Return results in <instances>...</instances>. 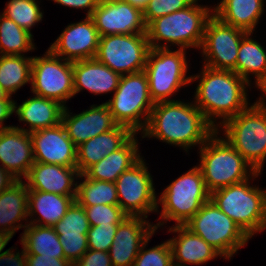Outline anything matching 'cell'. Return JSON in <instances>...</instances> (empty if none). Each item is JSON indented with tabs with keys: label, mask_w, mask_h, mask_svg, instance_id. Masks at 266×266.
<instances>
[{
	"label": "cell",
	"mask_w": 266,
	"mask_h": 266,
	"mask_svg": "<svg viewBox=\"0 0 266 266\" xmlns=\"http://www.w3.org/2000/svg\"><path fill=\"white\" fill-rule=\"evenodd\" d=\"M216 131L193 100L179 99L155 103L141 136L179 147L189 155L190 150L199 149Z\"/></svg>",
	"instance_id": "1"
},
{
	"label": "cell",
	"mask_w": 266,
	"mask_h": 266,
	"mask_svg": "<svg viewBox=\"0 0 266 266\" xmlns=\"http://www.w3.org/2000/svg\"><path fill=\"white\" fill-rule=\"evenodd\" d=\"M200 68L198 73L191 75V84L197 83L193 101L218 130L251 104L249 92L253 87L234 71L216 70L204 65Z\"/></svg>",
	"instance_id": "2"
},
{
	"label": "cell",
	"mask_w": 266,
	"mask_h": 266,
	"mask_svg": "<svg viewBox=\"0 0 266 266\" xmlns=\"http://www.w3.org/2000/svg\"><path fill=\"white\" fill-rule=\"evenodd\" d=\"M194 0L188 7L154 19L147 26L150 48L199 50L213 5ZM201 3V4H200Z\"/></svg>",
	"instance_id": "3"
},
{
	"label": "cell",
	"mask_w": 266,
	"mask_h": 266,
	"mask_svg": "<svg viewBox=\"0 0 266 266\" xmlns=\"http://www.w3.org/2000/svg\"><path fill=\"white\" fill-rule=\"evenodd\" d=\"M210 195L201 169L192 166L157 194L156 230H164L170 221L175 222L173 225H184L210 200Z\"/></svg>",
	"instance_id": "4"
},
{
	"label": "cell",
	"mask_w": 266,
	"mask_h": 266,
	"mask_svg": "<svg viewBox=\"0 0 266 266\" xmlns=\"http://www.w3.org/2000/svg\"><path fill=\"white\" fill-rule=\"evenodd\" d=\"M261 174L255 172L249 179L215 190L210 195L216 206L251 240L255 234L266 230V187L254 184Z\"/></svg>",
	"instance_id": "5"
},
{
	"label": "cell",
	"mask_w": 266,
	"mask_h": 266,
	"mask_svg": "<svg viewBox=\"0 0 266 266\" xmlns=\"http://www.w3.org/2000/svg\"><path fill=\"white\" fill-rule=\"evenodd\" d=\"M245 110L227 120L217 132L238 151L255 172L266 163V107L256 98Z\"/></svg>",
	"instance_id": "6"
},
{
	"label": "cell",
	"mask_w": 266,
	"mask_h": 266,
	"mask_svg": "<svg viewBox=\"0 0 266 266\" xmlns=\"http://www.w3.org/2000/svg\"><path fill=\"white\" fill-rule=\"evenodd\" d=\"M196 164L210 193L249 179L254 169L217 131L197 150Z\"/></svg>",
	"instance_id": "7"
},
{
	"label": "cell",
	"mask_w": 266,
	"mask_h": 266,
	"mask_svg": "<svg viewBox=\"0 0 266 266\" xmlns=\"http://www.w3.org/2000/svg\"><path fill=\"white\" fill-rule=\"evenodd\" d=\"M187 53L186 49L181 48L150 49L144 72L154 104L179 100L175 98L177 93L191 86V63H188Z\"/></svg>",
	"instance_id": "8"
},
{
	"label": "cell",
	"mask_w": 266,
	"mask_h": 266,
	"mask_svg": "<svg viewBox=\"0 0 266 266\" xmlns=\"http://www.w3.org/2000/svg\"><path fill=\"white\" fill-rule=\"evenodd\" d=\"M105 101L115 122L141 134L154 107L148 78L144 71L122 75L116 91Z\"/></svg>",
	"instance_id": "9"
},
{
	"label": "cell",
	"mask_w": 266,
	"mask_h": 266,
	"mask_svg": "<svg viewBox=\"0 0 266 266\" xmlns=\"http://www.w3.org/2000/svg\"><path fill=\"white\" fill-rule=\"evenodd\" d=\"M184 226L215 248L225 261L233 259L251 240L211 199Z\"/></svg>",
	"instance_id": "10"
},
{
	"label": "cell",
	"mask_w": 266,
	"mask_h": 266,
	"mask_svg": "<svg viewBox=\"0 0 266 266\" xmlns=\"http://www.w3.org/2000/svg\"><path fill=\"white\" fill-rule=\"evenodd\" d=\"M31 93L52 99L67 107L74 98L73 62L54 55L49 49L34 56L31 70Z\"/></svg>",
	"instance_id": "11"
},
{
	"label": "cell",
	"mask_w": 266,
	"mask_h": 266,
	"mask_svg": "<svg viewBox=\"0 0 266 266\" xmlns=\"http://www.w3.org/2000/svg\"><path fill=\"white\" fill-rule=\"evenodd\" d=\"M143 157L115 181L118 205L127 216L148 219L157 210V192L149 165Z\"/></svg>",
	"instance_id": "12"
},
{
	"label": "cell",
	"mask_w": 266,
	"mask_h": 266,
	"mask_svg": "<svg viewBox=\"0 0 266 266\" xmlns=\"http://www.w3.org/2000/svg\"><path fill=\"white\" fill-rule=\"evenodd\" d=\"M147 33L100 36L95 59L119 75L144 71L150 51Z\"/></svg>",
	"instance_id": "13"
},
{
	"label": "cell",
	"mask_w": 266,
	"mask_h": 266,
	"mask_svg": "<svg viewBox=\"0 0 266 266\" xmlns=\"http://www.w3.org/2000/svg\"><path fill=\"white\" fill-rule=\"evenodd\" d=\"M247 32L228 25L214 14L205 26L203 41L199 49L202 65L216 70H231L236 73L238 49Z\"/></svg>",
	"instance_id": "14"
},
{
	"label": "cell",
	"mask_w": 266,
	"mask_h": 266,
	"mask_svg": "<svg viewBox=\"0 0 266 266\" xmlns=\"http://www.w3.org/2000/svg\"><path fill=\"white\" fill-rule=\"evenodd\" d=\"M100 35L90 16L68 23L48 49L64 60L75 62L94 59Z\"/></svg>",
	"instance_id": "15"
},
{
	"label": "cell",
	"mask_w": 266,
	"mask_h": 266,
	"mask_svg": "<svg viewBox=\"0 0 266 266\" xmlns=\"http://www.w3.org/2000/svg\"><path fill=\"white\" fill-rule=\"evenodd\" d=\"M90 17L100 36L147 32L143 11L121 0H100Z\"/></svg>",
	"instance_id": "16"
},
{
	"label": "cell",
	"mask_w": 266,
	"mask_h": 266,
	"mask_svg": "<svg viewBox=\"0 0 266 266\" xmlns=\"http://www.w3.org/2000/svg\"><path fill=\"white\" fill-rule=\"evenodd\" d=\"M155 231L154 223L144 217H125L108 251L112 266H133L142 245Z\"/></svg>",
	"instance_id": "17"
},
{
	"label": "cell",
	"mask_w": 266,
	"mask_h": 266,
	"mask_svg": "<svg viewBox=\"0 0 266 266\" xmlns=\"http://www.w3.org/2000/svg\"><path fill=\"white\" fill-rule=\"evenodd\" d=\"M69 108H64L61 124L76 147L118 125L105 102L91 104L88 109H83L77 114Z\"/></svg>",
	"instance_id": "18"
},
{
	"label": "cell",
	"mask_w": 266,
	"mask_h": 266,
	"mask_svg": "<svg viewBox=\"0 0 266 266\" xmlns=\"http://www.w3.org/2000/svg\"><path fill=\"white\" fill-rule=\"evenodd\" d=\"M35 162L76 167L77 147L60 123L30 133Z\"/></svg>",
	"instance_id": "19"
},
{
	"label": "cell",
	"mask_w": 266,
	"mask_h": 266,
	"mask_svg": "<svg viewBox=\"0 0 266 266\" xmlns=\"http://www.w3.org/2000/svg\"><path fill=\"white\" fill-rule=\"evenodd\" d=\"M30 133L11 127L0 130V165L17 180H23L34 164Z\"/></svg>",
	"instance_id": "20"
},
{
	"label": "cell",
	"mask_w": 266,
	"mask_h": 266,
	"mask_svg": "<svg viewBox=\"0 0 266 266\" xmlns=\"http://www.w3.org/2000/svg\"><path fill=\"white\" fill-rule=\"evenodd\" d=\"M167 226L166 233L174 235L167 239L172 250L174 266H201L218 257L224 259L215 248L184 225Z\"/></svg>",
	"instance_id": "21"
},
{
	"label": "cell",
	"mask_w": 266,
	"mask_h": 266,
	"mask_svg": "<svg viewBox=\"0 0 266 266\" xmlns=\"http://www.w3.org/2000/svg\"><path fill=\"white\" fill-rule=\"evenodd\" d=\"M79 175L77 167L34 162L23 181L29 190L76 196Z\"/></svg>",
	"instance_id": "22"
},
{
	"label": "cell",
	"mask_w": 266,
	"mask_h": 266,
	"mask_svg": "<svg viewBox=\"0 0 266 266\" xmlns=\"http://www.w3.org/2000/svg\"><path fill=\"white\" fill-rule=\"evenodd\" d=\"M121 75L95 58L73 62L74 97L83 91L102 96L114 93Z\"/></svg>",
	"instance_id": "23"
},
{
	"label": "cell",
	"mask_w": 266,
	"mask_h": 266,
	"mask_svg": "<svg viewBox=\"0 0 266 266\" xmlns=\"http://www.w3.org/2000/svg\"><path fill=\"white\" fill-rule=\"evenodd\" d=\"M32 96L19 105L15 100L14 115L17 116L19 124L23 123L24 126L20 124L14 127L31 133L59 125L65 107L55 100L33 93Z\"/></svg>",
	"instance_id": "24"
},
{
	"label": "cell",
	"mask_w": 266,
	"mask_h": 266,
	"mask_svg": "<svg viewBox=\"0 0 266 266\" xmlns=\"http://www.w3.org/2000/svg\"><path fill=\"white\" fill-rule=\"evenodd\" d=\"M138 138L142 141L141 134H134L121 148L90 166L83 174L89 179L115 183L123 172L143 157Z\"/></svg>",
	"instance_id": "25"
},
{
	"label": "cell",
	"mask_w": 266,
	"mask_h": 266,
	"mask_svg": "<svg viewBox=\"0 0 266 266\" xmlns=\"http://www.w3.org/2000/svg\"><path fill=\"white\" fill-rule=\"evenodd\" d=\"M134 134L128 127L117 125L79 145L76 161L79 173L83 174L90 166L121 148Z\"/></svg>",
	"instance_id": "26"
},
{
	"label": "cell",
	"mask_w": 266,
	"mask_h": 266,
	"mask_svg": "<svg viewBox=\"0 0 266 266\" xmlns=\"http://www.w3.org/2000/svg\"><path fill=\"white\" fill-rule=\"evenodd\" d=\"M218 1L213 4V14L218 19L247 33L257 32L258 24L266 11V0Z\"/></svg>",
	"instance_id": "27"
},
{
	"label": "cell",
	"mask_w": 266,
	"mask_h": 266,
	"mask_svg": "<svg viewBox=\"0 0 266 266\" xmlns=\"http://www.w3.org/2000/svg\"><path fill=\"white\" fill-rule=\"evenodd\" d=\"M28 193L23 180H17L0 193V231L14 237L29 224Z\"/></svg>",
	"instance_id": "28"
},
{
	"label": "cell",
	"mask_w": 266,
	"mask_h": 266,
	"mask_svg": "<svg viewBox=\"0 0 266 266\" xmlns=\"http://www.w3.org/2000/svg\"><path fill=\"white\" fill-rule=\"evenodd\" d=\"M253 34L256 35L247 33L241 40L236 61V74L251 87L259 90L266 83V47L260 44Z\"/></svg>",
	"instance_id": "29"
},
{
	"label": "cell",
	"mask_w": 266,
	"mask_h": 266,
	"mask_svg": "<svg viewBox=\"0 0 266 266\" xmlns=\"http://www.w3.org/2000/svg\"><path fill=\"white\" fill-rule=\"evenodd\" d=\"M75 199L76 196H64L50 192L29 190V224L54 226L66 214Z\"/></svg>",
	"instance_id": "30"
},
{
	"label": "cell",
	"mask_w": 266,
	"mask_h": 266,
	"mask_svg": "<svg viewBox=\"0 0 266 266\" xmlns=\"http://www.w3.org/2000/svg\"><path fill=\"white\" fill-rule=\"evenodd\" d=\"M19 240L26 254L65 258L59 236L52 226L28 224Z\"/></svg>",
	"instance_id": "31"
},
{
	"label": "cell",
	"mask_w": 266,
	"mask_h": 266,
	"mask_svg": "<svg viewBox=\"0 0 266 266\" xmlns=\"http://www.w3.org/2000/svg\"><path fill=\"white\" fill-rule=\"evenodd\" d=\"M33 56L0 55V86L10 96L31 84Z\"/></svg>",
	"instance_id": "32"
},
{
	"label": "cell",
	"mask_w": 266,
	"mask_h": 266,
	"mask_svg": "<svg viewBox=\"0 0 266 266\" xmlns=\"http://www.w3.org/2000/svg\"><path fill=\"white\" fill-rule=\"evenodd\" d=\"M34 35L0 13V55H28L37 50Z\"/></svg>",
	"instance_id": "33"
},
{
	"label": "cell",
	"mask_w": 266,
	"mask_h": 266,
	"mask_svg": "<svg viewBox=\"0 0 266 266\" xmlns=\"http://www.w3.org/2000/svg\"><path fill=\"white\" fill-rule=\"evenodd\" d=\"M75 200L83 207L98 204L118 205L116 184L89 179L84 174H80L77 181Z\"/></svg>",
	"instance_id": "34"
},
{
	"label": "cell",
	"mask_w": 266,
	"mask_h": 266,
	"mask_svg": "<svg viewBox=\"0 0 266 266\" xmlns=\"http://www.w3.org/2000/svg\"><path fill=\"white\" fill-rule=\"evenodd\" d=\"M40 3L41 0H8L0 13L33 35V28L44 20Z\"/></svg>",
	"instance_id": "35"
},
{
	"label": "cell",
	"mask_w": 266,
	"mask_h": 266,
	"mask_svg": "<svg viewBox=\"0 0 266 266\" xmlns=\"http://www.w3.org/2000/svg\"><path fill=\"white\" fill-rule=\"evenodd\" d=\"M52 227L59 239L65 240L73 237H87L90 225L84 207L75 200L61 220Z\"/></svg>",
	"instance_id": "36"
},
{
	"label": "cell",
	"mask_w": 266,
	"mask_h": 266,
	"mask_svg": "<svg viewBox=\"0 0 266 266\" xmlns=\"http://www.w3.org/2000/svg\"><path fill=\"white\" fill-rule=\"evenodd\" d=\"M158 232L157 230L144 242L133 266H174L172 250L168 240L162 241L153 247L148 248L150 239Z\"/></svg>",
	"instance_id": "37"
},
{
	"label": "cell",
	"mask_w": 266,
	"mask_h": 266,
	"mask_svg": "<svg viewBox=\"0 0 266 266\" xmlns=\"http://www.w3.org/2000/svg\"><path fill=\"white\" fill-rule=\"evenodd\" d=\"M90 226L119 224L127 215L119 205L98 204L84 207Z\"/></svg>",
	"instance_id": "38"
},
{
	"label": "cell",
	"mask_w": 266,
	"mask_h": 266,
	"mask_svg": "<svg viewBox=\"0 0 266 266\" xmlns=\"http://www.w3.org/2000/svg\"><path fill=\"white\" fill-rule=\"evenodd\" d=\"M194 0H151L143 10L146 26L154 19L188 7Z\"/></svg>",
	"instance_id": "39"
},
{
	"label": "cell",
	"mask_w": 266,
	"mask_h": 266,
	"mask_svg": "<svg viewBox=\"0 0 266 266\" xmlns=\"http://www.w3.org/2000/svg\"><path fill=\"white\" fill-rule=\"evenodd\" d=\"M118 224H100L90 226L87 232L88 249L108 252L113 241Z\"/></svg>",
	"instance_id": "40"
},
{
	"label": "cell",
	"mask_w": 266,
	"mask_h": 266,
	"mask_svg": "<svg viewBox=\"0 0 266 266\" xmlns=\"http://www.w3.org/2000/svg\"><path fill=\"white\" fill-rule=\"evenodd\" d=\"M65 259L75 264L88 250L87 237H73L60 240Z\"/></svg>",
	"instance_id": "41"
},
{
	"label": "cell",
	"mask_w": 266,
	"mask_h": 266,
	"mask_svg": "<svg viewBox=\"0 0 266 266\" xmlns=\"http://www.w3.org/2000/svg\"><path fill=\"white\" fill-rule=\"evenodd\" d=\"M73 266H112L109 252L88 249Z\"/></svg>",
	"instance_id": "42"
},
{
	"label": "cell",
	"mask_w": 266,
	"mask_h": 266,
	"mask_svg": "<svg viewBox=\"0 0 266 266\" xmlns=\"http://www.w3.org/2000/svg\"><path fill=\"white\" fill-rule=\"evenodd\" d=\"M0 266H27L26 252L23 246L21 250L12 246L2 253L0 255Z\"/></svg>",
	"instance_id": "43"
},
{
	"label": "cell",
	"mask_w": 266,
	"mask_h": 266,
	"mask_svg": "<svg viewBox=\"0 0 266 266\" xmlns=\"http://www.w3.org/2000/svg\"><path fill=\"white\" fill-rule=\"evenodd\" d=\"M27 266H73L65 258H56L54 256H43L39 254H26Z\"/></svg>",
	"instance_id": "44"
},
{
	"label": "cell",
	"mask_w": 266,
	"mask_h": 266,
	"mask_svg": "<svg viewBox=\"0 0 266 266\" xmlns=\"http://www.w3.org/2000/svg\"><path fill=\"white\" fill-rule=\"evenodd\" d=\"M50 1V0H48ZM59 6H65L66 8H73L77 10L84 9L85 16H91L93 11L97 8L100 0H51Z\"/></svg>",
	"instance_id": "45"
},
{
	"label": "cell",
	"mask_w": 266,
	"mask_h": 266,
	"mask_svg": "<svg viewBox=\"0 0 266 266\" xmlns=\"http://www.w3.org/2000/svg\"><path fill=\"white\" fill-rule=\"evenodd\" d=\"M15 100L0 101V130L14 127V125H5L6 120L14 114Z\"/></svg>",
	"instance_id": "46"
},
{
	"label": "cell",
	"mask_w": 266,
	"mask_h": 266,
	"mask_svg": "<svg viewBox=\"0 0 266 266\" xmlns=\"http://www.w3.org/2000/svg\"><path fill=\"white\" fill-rule=\"evenodd\" d=\"M17 181L9 172L0 165V193Z\"/></svg>",
	"instance_id": "47"
},
{
	"label": "cell",
	"mask_w": 266,
	"mask_h": 266,
	"mask_svg": "<svg viewBox=\"0 0 266 266\" xmlns=\"http://www.w3.org/2000/svg\"><path fill=\"white\" fill-rule=\"evenodd\" d=\"M12 238L13 236L8 233L0 231V255L8 250L3 251Z\"/></svg>",
	"instance_id": "48"
},
{
	"label": "cell",
	"mask_w": 266,
	"mask_h": 266,
	"mask_svg": "<svg viewBox=\"0 0 266 266\" xmlns=\"http://www.w3.org/2000/svg\"><path fill=\"white\" fill-rule=\"evenodd\" d=\"M127 3H130L132 6L141 9L142 11L145 9L149 1L151 0H121Z\"/></svg>",
	"instance_id": "49"
},
{
	"label": "cell",
	"mask_w": 266,
	"mask_h": 266,
	"mask_svg": "<svg viewBox=\"0 0 266 266\" xmlns=\"http://www.w3.org/2000/svg\"><path fill=\"white\" fill-rule=\"evenodd\" d=\"M258 91H260V94H258L260 96H258L257 99L260 100L266 107V83Z\"/></svg>",
	"instance_id": "50"
},
{
	"label": "cell",
	"mask_w": 266,
	"mask_h": 266,
	"mask_svg": "<svg viewBox=\"0 0 266 266\" xmlns=\"http://www.w3.org/2000/svg\"><path fill=\"white\" fill-rule=\"evenodd\" d=\"M1 100H15L12 97H10L4 90L3 88L0 86V101Z\"/></svg>",
	"instance_id": "51"
}]
</instances>
